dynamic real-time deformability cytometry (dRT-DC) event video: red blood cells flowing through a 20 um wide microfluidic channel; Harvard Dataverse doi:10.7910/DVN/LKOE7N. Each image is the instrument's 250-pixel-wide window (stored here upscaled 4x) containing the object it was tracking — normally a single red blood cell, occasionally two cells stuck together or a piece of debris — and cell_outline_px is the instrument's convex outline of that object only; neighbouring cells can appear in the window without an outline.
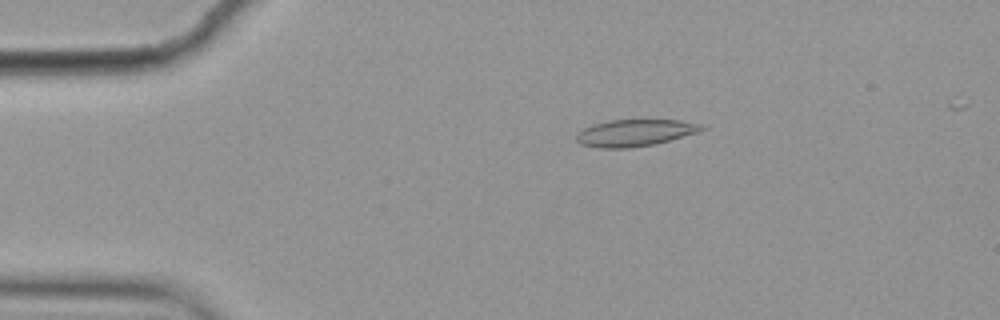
{"species": "common noctule bat (a hibernating species)", "species_latin": "Nyctalus noctula", "temperature_condition": "cold", "stored_images_in_passage": 7, "camera_frame_rate_fps": 3000, "um_per_image_px": 0.085, "animal": {"sex": "female", "body_mass_g": 19.9}, "frame": {"image": 1, "passage_image": 4, "time_ms": 1.0, "image_size_px": [1000, 320], "cell_outline_px": [[708, 128], [700, 132], [656, 144], [628, 148], [600, 148], [580, 144], [576, 140], [576, 132], [592, 124], [608, 120], [680, 120], [700, 124]], "centroid_in_image_um": [53.97, 11.29], "position_along_channel_um": 31.0, "area_um2": 19.83}}
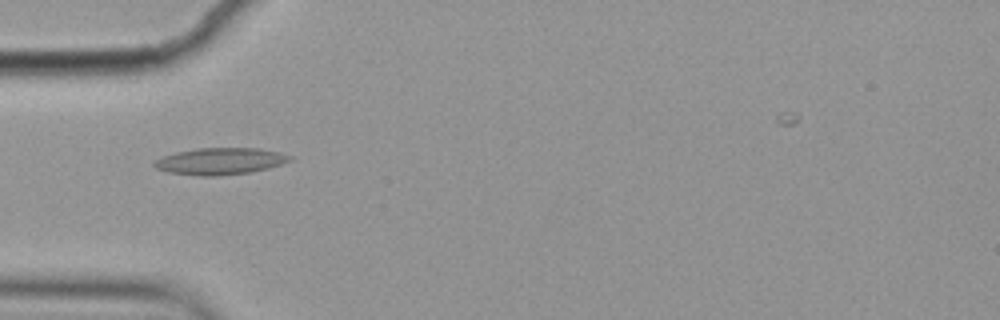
{"frame": {"image": 2, "passage_image": 6, "time_ms": 1.667, "image_size_px": [1000, 320], "cell_outline_px": [[292, 160], [268, 168], [248, 172], [216, 176], [200, 176], [168, 172], [156, 168], [152, 164], [156, 160], [164, 156], [176, 152], [196, 148], [260, 148], [280, 152], [292, 156]], "centroid_in_image_um": [18.72, 13.69], "position_along_channel_um": 66.3, "area_um2": 21.04}}
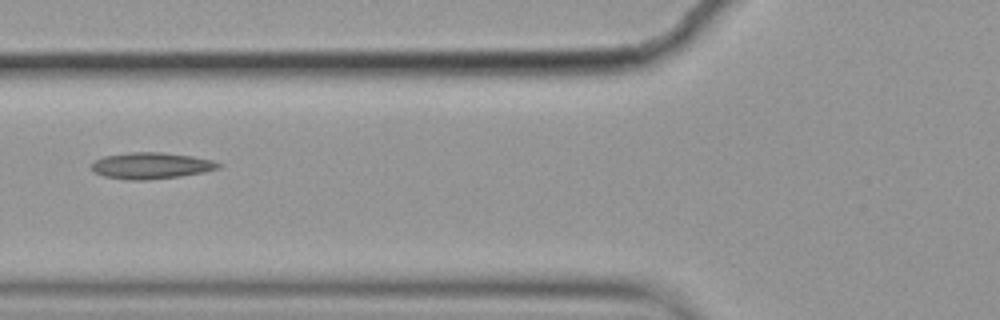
{"frame": {"image": 3, "passage_image": 7, "time_ms": 2.0, "image_size_px": [1000, 320], "cell_outline_px": [[224, 164], [220, 168], [204, 172], [180, 176], [144, 180], [128, 180], [104, 176], [92, 172], [92, 164], [96, 160], [104, 156], [132, 152], [160, 152], [192, 156], [212, 160]], "centroid_in_image_um": [12.87, 14.08], "position_along_channel_um": 112.9, "area_um2": 19.48}}